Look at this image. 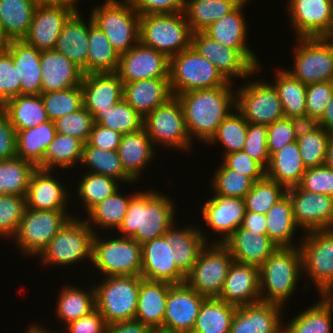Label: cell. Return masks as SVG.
Returning a JSON list of instances; mask_svg holds the SVG:
<instances>
[{
	"instance_id": "cell-73",
	"label": "cell",
	"mask_w": 333,
	"mask_h": 333,
	"mask_svg": "<svg viewBox=\"0 0 333 333\" xmlns=\"http://www.w3.org/2000/svg\"><path fill=\"white\" fill-rule=\"evenodd\" d=\"M247 230L267 235L266 215L246 211L241 225Z\"/></svg>"
},
{
	"instance_id": "cell-49",
	"label": "cell",
	"mask_w": 333,
	"mask_h": 333,
	"mask_svg": "<svg viewBox=\"0 0 333 333\" xmlns=\"http://www.w3.org/2000/svg\"><path fill=\"white\" fill-rule=\"evenodd\" d=\"M281 101L284 117L291 118L306 114L307 85L294 78L286 69L276 71L272 81Z\"/></svg>"
},
{
	"instance_id": "cell-40",
	"label": "cell",
	"mask_w": 333,
	"mask_h": 333,
	"mask_svg": "<svg viewBox=\"0 0 333 333\" xmlns=\"http://www.w3.org/2000/svg\"><path fill=\"white\" fill-rule=\"evenodd\" d=\"M55 135V122L51 120L34 128L16 131V156L37 167Z\"/></svg>"
},
{
	"instance_id": "cell-63",
	"label": "cell",
	"mask_w": 333,
	"mask_h": 333,
	"mask_svg": "<svg viewBox=\"0 0 333 333\" xmlns=\"http://www.w3.org/2000/svg\"><path fill=\"white\" fill-rule=\"evenodd\" d=\"M333 95V81L311 83L306 89V114L322 118Z\"/></svg>"
},
{
	"instance_id": "cell-32",
	"label": "cell",
	"mask_w": 333,
	"mask_h": 333,
	"mask_svg": "<svg viewBox=\"0 0 333 333\" xmlns=\"http://www.w3.org/2000/svg\"><path fill=\"white\" fill-rule=\"evenodd\" d=\"M176 225L174 223L163 236L172 244L173 261L186 275L196 263L202 249L209 243L208 235L199 229L200 227L187 225L178 228Z\"/></svg>"
},
{
	"instance_id": "cell-55",
	"label": "cell",
	"mask_w": 333,
	"mask_h": 333,
	"mask_svg": "<svg viewBox=\"0 0 333 333\" xmlns=\"http://www.w3.org/2000/svg\"><path fill=\"white\" fill-rule=\"evenodd\" d=\"M286 188L266 176L255 181L245 196L246 211L266 215L269 209L286 195Z\"/></svg>"
},
{
	"instance_id": "cell-69",
	"label": "cell",
	"mask_w": 333,
	"mask_h": 333,
	"mask_svg": "<svg viewBox=\"0 0 333 333\" xmlns=\"http://www.w3.org/2000/svg\"><path fill=\"white\" fill-rule=\"evenodd\" d=\"M122 135L94 122L87 143L105 151H117Z\"/></svg>"
},
{
	"instance_id": "cell-45",
	"label": "cell",
	"mask_w": 333,
	"mask_h": 333,
	"mask_svg": "<svg viewBox=\"0 0 333 333\" xmlns=\"http://www.w3.org/2000/svg\"><path fill=\"white\" fill-rule=\"evenodd\" d=\"M236 308L218 297L205 298L191 333H230Z\"/></svg>"
},
{
	"instance_id": "cell-9",
	"label": "cell",
	"mask_w": 333,
	"mask_h": 333,
	"mask_svg": "<svg viewBox=\"0 0 333 333\" xmlns=\"http://www.w3.org/2000/svg\"><path fill=\"white\" fill-rule=\"evenodd\" d=\"M97 232L83 218L72 217L40 253V262L62 267L85 259L92 261V242Z\"/></svg>"
},
{
	"instance_id": "cell-48",
	"label": "cell",
	"mask_w": 333,
	"mask_h": 333,
	"mask_svg": "<svg viewBox=\"0 0 333 333\" xmlns=\"http://www.w3.org/2000/svg\"><path fill=\"white\" fill-rule=\"evenodd\" d=\"M84 142L76 137L56 133L48 146L43 161L37 166L42 170H52L60 167L72 169L76 163L81 162ZM54 169V170H53Z\"/></svg>"
},
{
	"instance_id": "cell-15",
	"label": "cell",
	"mask_w": 333,
	"mask_h": 333,
	"mask_svg": "<svg viewBox=\"0 0 333 333\" xmlns=\"http://www.w3.org/2000/svg\"><path fill=\"white\" fill-rule=\"evenodd\" d=\"M288 71L303 84L333 81V46L325 37L297 38Z\"/></svg>"
},
{
	"instance_id": "cell-6",
	"label": "cell",
	"mask_w": 333,
	"mask_h": 333,
	"mask_svg": "<svg viewBox=\"0 0 333 333\" xmlns=\"http://www.w3.org/2000/svg\"><path fill=\"white\" fill-rule=\"evenodd\" d=\"M169 81L173 96L229 83L217 67L192 45L170 58Z\"/></svg>"
},
{
	"instance_id": "cell-8",
	"label": "cell",
	"mask_w": 333,
	"mask_h": 333,
	"mask_svg": "<svg viewBox=\"0 0 333 333\" xmlns=\"http://www.w3.org/2000/svg\"><path fill=\"white\" fill-rule=\"evenodd\" d=\"M303 236L298 241L302 275L312 280L319 297L333 296V229L313 230Z\"/></svg>"
},
{
	"instance_id": "cell-42",
	"label": "cell",
	"mask_w": 333,
	"mask_h": 333,
	"mask_svg": "<svg viewBox=\"0 0 333 333\" xmlns=\"http://www.w3.org/2000/svg\"><path fill=\"white\" fill-rule=\"evenodd\" d=\"M36 0H0V25L9 40H23L30 29Z\"/></svg>"
},
{
	"instance_id": "cell-12",
	"label": "cell",
	"mask_w": 333,
	"mask_h": 333,
	"mask_svg": "<svg viewBox=\"0 0 333 333\" xmlns=\"http://www.w3.org/2000/svg\"><path fill=\"white\" fill-rule=\"evenodd\" d=\"M143 128L153 146L176 148L191 152L192 142L187 132L182 106L176 96L156 107L143 118ZM191 148V149H190Z\"/></svg>"
},
{
	"instance_id": "cell-59",
	"label": "cell",
	"mask_w": 333,
	"mask_h": 333,
	"mask_svg": "<svg viewBox=\"0 0 333 333\" xmlns=\"http://www.w3.org/2000/svg\"><path fill=\"white\" fill-rule=\"evenodd\" d=\"M26 209V196L0 195V237L15 236Z\"/></svg>"
},
{
	"instance_id": "cell-71",
	"label": "cell",
	"mask_w": 333,
	"mask_h": 333,
	"mask_svg": "<svg viewBox=\"0 0 333 333\" xmlns=\"http://www.w3.org/2000/svg\"><path fill=\"white\" fill-rule=\"evenodd\" d=\"M296 140L312 133L319 127V121L308 114L291 117Z\"/></svg>"
},
{
	"instance_id": "cell-52",
	"label": "cell",
	"mask_w": 333,
	"mask_h": 333,
	"mask_svg": "<svg viewBox=\"0 0 333 333\" xmlns=\"http://www.w3.org/2000/svg\"><path fill=\"white\" fill-rule=\"evenodd\" d=\"M93 120L121 135L133 133L143 128V117L140 116L124 99L107 111H98Z\"/></svg>"
},
{
	"instance_id": "cell-38",
	"label": "cell",
	"mask_w": 333,
	"mask_h": 333,
	"mask_svg": "<svg viewBox=\"0 0 333 333\" xmlns=\"http://www.w3.org/2000/svg\"><path fill=\"white\" fill-rule=\"evenodd\" d=\"M284 325L283 333H332L333 296L321 295L320 301Z\"/></svg>"
},
{
	"instance_id": "cell-2",
	"label": "cell",
	"mask_w": 333,
	"mask_h": 333,
	"mask_svg": "<svg viewBox=\"0 0 333 333\" xmlns=\"http://www.w3.org/2000/svg\"><path fill=\"white\" fill-rule=\"evenodd\" d=\"M173 203L162 192L139 189L130 200L118 235L133 238L139 244L163 236L176 222Z\"/></svg>"
},
{
	"instance_id": "cell-44",
	"label": "cell",
	"mask_w": 333,
	"mask_h": 333,
	"mask_svg": "<svg viewBox=\"0 0 333 333\" xmlns=\"http://www.w3.org/2000/svg\"><path fill=\"white\" fill-rule=\"evenodd\" d=\"M89 19L87 74L116 72L120 55L91 16Z\"/></svg>"
},
{
	"instance_id": "cell-50",
	"label": "cell",
	"mask_w": 333,
	"mask_h": 333,
	"mask_svg": "<svg viewBox=\"0 0 333 333\" xmlns=\"http://www.w3.org/2000/svg\"><path fill=\"white\" fill-rule=\"evenodd\" d=\"M80 164L87 167L86 172L110 176L121 184L135 181L125 172L117 151L103 150L84 143Z\"/></svg>"
},
{
	"instance_id": "cell-47",
	"label": "cell",
	"mask_w": 333,
	"mask_h": 333,
	"mask_svg": "<svg viewBox=\"0 0 333 333\" xmlns=\"http://www.w3.org/2000/svg\"><path fill=\"white\" fill-rule=\"evenodd\" d=\"M129 196L123 195L120 190H117L113 195L107 197L102 202H99L93 206L86 214L88 218L84 220L88 225L94 228H100L105 230L116 231L121 226L125 214L128 210L130 200L135 195L128 194ZM96 226V227H95Z\"/></svg>"
},
{
	"instance_id": "cell-76",
	"label": "cell",
	"mask_w": 333,
	"mask_h": 333,
	"mask_svg": "<svg viewBox=\"0 0 333 333\" xmlns=\"http://www.w3.org/2000/svg\"><path fill=\"white\" fill-rule=\"evenodd\" d=\"M38 3H51V4H66L78 8L79 0H36Z\"/></svg>"
},
{
	"instance_id": "cell-72",
	"label": "cell",
	"mask_w": 333,
	"mask_h": 333,
	"mask_svg": "<svg viewBox=\"0 0 333 333\" xmlns=\"http://www.w3.org/2000/svg\"><path fill=\"white\" fill-rule=\"evenodd\" d=\"M151 331L150 326L136 319L112 323L106 327V333H151Z\"/></svg>"
},
{
	"instance_id": "cell-57",
	"label": "cell",
	"mask_w": 333,
	"mask_h": 333,
	"mask_svg": "<svg viewBox=\"0 0 333 333\" xmlns=\"http://www.w3.org/2000/svg\"><path fill=\"white\" fill-rule=\"evenodd\" d=\"M211 180V190L215 195L243 199L254 184V181L250 177L228 169L223 163L215 170Z\"/></svg>"
},
{
	"instance_id": "cell-24",
	"label": "cell",
	"mask_w": 333,
	"mask_h": 333,
	"mask_svg": "<svg viewBox=\"0 0 333 333\" xmlns=\"http://www.w3.org/2000/svg\"><path fill=\"white\" fill-rule=\"evenodd\" d=\"M247 1L243 0L232 12L212 23L203 32L220 44L238 50L257 69L260 61L247 44L248 26L242 13Z\"/></svg>"
},
{
	"instance_id": "cell-68",
	"label": "cell",
	"mask_w": 333,
	"mask_h": 333,
	"mask_svg": "<svg viewBox=\"0 0 333 333\" xmlns=\"http://www.w3.org/2000/svg\"><path fill=\"white\" fill-rule=\"evenodd\" d=\"M107 324L101 313L95 309L90 314L65 325L66 333H106Z\"/></svg>"
},
{
	"instance_id": "cell-39",
	"label": "cell",
	"mask_w": 333,
	"mask_h": 333,
	"mask_svg": "<svg viewBox=\"0 0 333 333\" xmlns=\"http://www.w3.org/2000/svg\"><path fill=\"white\" fill-rule=\"evenodd\" d=\"M1 108L16 131L34 128L49 120L41 95L21 94L6 101Z\"/></svg>"
},
{
	"instance_id": "cell-27",
	"label": "cell",
	"mask_w": 333,
	"mask_h": 333,
	"mask_svg": "<svg viewBox=\"0 0 333 333\" xmlns=\"http://www.w3.org/2000/svg\"><path fill=\"white\" fill-rule=\"evenodd\" d=\"M83 107L92 116L107 111L123 99V82L116 72L83 75L81 81Z\"/></svg>"
},
{
	"instance_id": "cell-31",
	"label": "cell",
	"mask_w": 333,
	"mask_h": 333,
	"mask_svg": "<svg viewBox=\"0 0 333 333\" xmlns=\"http://www.w3.org/2000/svg\"><path fill=\"white\" fill-rule=\"evenodd\" d=\"M172 97L169 78L144 79L123 86V99L143 118Z\"/></svg>"
},
{
	"instance_id": "cell-56",
	"label": "cell",
	"mask_w": 333,
	"mask_h": 333,
	"mask_svg": "<svg viewBox=\"0 0 333 333\" xmlns=\"http://www.w3.org/2000/svg\"><path fill=\"white\" fill-rule=\"evenodd\" d=\"M47 117L51 121L78 111L83 107L81 86L71 87L61 91L41 93Z\"/></svg>"
},
{
	"instance_id": "cell-23",
	"label": "cell",
	"mask_w": 333,
	"mask_h": 333,
	"mask_svg": "<svg viewBox=\"0 0 333 333\" xmlns=\"http://www.w3.org/2000/svg\"><path fill=\"white\" fill-rule=\"evenodd\" d=\"M205 298L185 282L171 285L167 296L163 327L191 333Z\"/></svg>"
},
{
	"instance_id": "cell-5",
	"label": "cell",
	"mask_w": 333,
	"mask_h": 333,
	"mask_svg": "<svg viewBox=\"0 0 333 333\" xmlns=\"http://www.w3.org/2000/svg\"><path fill=\"white\" fill-rule=\"evenodd\" d=\"M100 5L90 16L121 55L139 42L140 15L128 0H105Z\"/></svg>"
},
{
	"instance_id": "cell-70",
	"label": "cell",
	"mask_w": 333,
	"mask_h": 333,
	"mask_svg": "<svg viewBox=\"0 0 333 333\" xmlns=\"http://www.w3.org/2000/svg\"><path fill=\"white\" fill-rule=\"evenodd\" d=\"M16 156V130L0 107V160Z\"/></svg>"
},
{
	"instance_id": "cell-26",
	"label": "cell",
	"mask_w": 333,
	"mask_h": 333,
	"mask_svg": "<svg viewBox=\"0 0 333 333\" xmlns=\"http://www.w3.org/2000/svg\"><path fill=\"white\" fill-rule=\"evenodd\" d=\"M283 306L258 302L237 307L230 333H283Z\"/></svg>"
},
{
	"instance_id": "cell-10",
	"label": "cell",
	"mask_w": 333,
	"mask_h": 333,
	"mask_svg": "<svg viewBox=\"0 0 333 333\" xmlns=\"http://www.w3.org/2000/svg\"><path fill=\"white\" fill-rule=\"evenodd\" d=\"M94 234L92 242V263L104 277L141 276V244L129 237L105 239Z\"/></svg>"
},
{
	"instance_id": "cell-80",
	"label": "cell",
	"mask_w": 333,
	"mask_h": 333,
	"mask_svg": "<svg viewBox=\"0 0 333 333\" xmlns=\"http://www.w3.org/2000/svg\"><path fill=\"white\" fill-rule=\"evenodd\" d=\"M333 46V28L329 32V34L325 37Z\"/></svg>"
},
{
	"instance_id": "cell-51",
	"label": "cell",
	"mask_w": 333,
	"mask_h": 333,
	"mask_svg": "<svg viewBox=\"0 0 333 333\" xmlns=\"http://www.w3.org/2000/svg\"><path fill=\"white\" fill-rule=\"evenodd\" d=\"M37 167L15 156L0 160V195L26 196L32 173Z\"/></svg>"
},
{
	"instance_id": "cell-78",
	"label": "cell",
	"mask_w": 333,
	"mask_h": 333,
	"mask_svg": "<svg viewBox=\"0 0 333 333\" xmlns=\"http://www.w3.org/2000/svg\"><path fill=\"white\" fill-rule=\"evenodd\" d=\"M10 40L5 35L2 26L0 25V52H4L7 50L9 46Z\"/></svg>"
},
{
	"instance_id": "cell-43",
	"label": "cell",
	"mask_w": 333,
	"mask_h": 333,
	"mask_svg": "<svg viewBox=\"0 0 333 333\" xmlns=\"http://www.w3.org/2000/svg\"><path fill=\"white\" fill-rule=\"evenodd\" d=\"M266 227L268 237L278 247L299 246L294 243L295 232L299 227L294 220L292 203L287 194L266 213Z\"/></svg>"
},
{
	"instance_id": "cell-67",
	"label": "cell",
	"mask_w": 333,
	"mask_h": 333,
	"mask_svg": "<svg viewBox=\"0 0 333 333\" xmlns=\"http://www.w3.org/2000/svg\"><path fill=\"white\" fill-rule=\"evenodd\" d=\"M139 15L183 12L184 0H128Z\"/></svg>"
},
{
	"instance_id": "cell-54",
	"label": "cell",
	"mask_w": 333,
	"mask_h": 333,
	"mask_svg": "<svg viewBox=\"0 0 333 333\" xmlns=\"http://www.w3.org/2000/svg\"><path fill=\"white\" fill-rule=\"evenodd\" d=\"M121 185L110 176L86 172L78 182L77 192L83 207L88 212L93 206L113 195Z\"/></svg>"
},
{
	"instance_id": "cell-18",
	"label": "cell",
	"mask_w": 333,
	"mask_h": 333,
	"mask_svg": "<svg viewBox=\"0 0 333 333\" xmlns=\"http://www.w3.org/2000/svg\"><path fill=\"white\" fill-rule=\"evenodd\" d=\"M191 45L215 65L229 82L235 77L245 79L260 73L261 65L256 69L238 50L220 44L204 32L192 33Z\"/></svg>"
},
{
	"instance_id": "cell-17",
	"label": "cell",
	"mask_w": 333,
	"mask_h": 333,
	"mask_svg": "<svg viewBox=\"0 0 333 333\" xmlns=\"http://www.w3.org/2000/svg\"><path fill=\"white\" fill-rule=\"evenodd\" d=\"M297 226L305 233L333 229V197L294 186L286 190Z\"/></svg>"
},
{
	"instance_id": "cell-62",
	"label": "cell",
	"mask_w": 333,
	"mask_h": 333,
	"mask_svg": "<svg viewBox=\"0 0 333 333\" xmlns=\"http://www.w3.org/2000/svg\"><path fill=\"white\" fill-rule=\"evenodd\" d=\"M20 82L10 52H0V107L6 101L21 95Z\"/></svg>"
},
{
	"instance_id": "cell-77",
	"label": "cell",
	"mask_w": 333,
	"mask_h": 333,
	"mask_svg": "<svg viewBox=\"0 0 333 333\" xmlns=\"http://www.w3.org/2000/svg\"><path fill=\"white\" fill-rule=\"evenodd\" d=\"M25 333H58V332H53V330L46 329V327H41L38 324H32L28 326V329L25 330Z\"/></svg>"
},
{
	"instance_id": "cell-75",
	"label": "cell",
	"mask_w": 333,
	"mask_h": 333,
	"mask_svg": "<svg viewBox=\"0 0 333 333\" xmlns=\"http://www.w3.org/2000/svg\"><path fill=\"white\" fill-rule=\"evenodd\" d=\"M324 164L333 170V136L330 137L327 144L326 159Z\"/></svg>"
},
{
	"instance_id": "cell-3",
	"label": "cell",
	"mask_w": 333,
	"mask_h": 333,
	"mask_svg": "<svg viewBox=\"0 0 333 333\" xmlns=\"http://www.w3.org/2000/svg\"><path fill=\"white\" fill-rule=\"evenodd\" d=\"M302 276V255L298 247H277L259 267L261 302L285 307Z\"/></svg>"
},
{
	"instance_id": "cell-11",
	"label": "cell",
	"mask_w": 333,
	"mask_h": 333,
	"mask_svg": "<svg viewBox=\"0 0 333 333\" xmlns=\"http://www.w3.org/2000/svg\"><path fill=\"white\" fill-rule=\"evenodd\" d=\"M67 210H33L26 208L14 241L26 257L39 256L51 239L75 215Z\"/></svg>"
},
{
	"instance_id": "cell-4",
	"label": "cell",
	"mask_w": 333,
	"mask_h": 333,
	"mask_svg": "<svg viewBox=\"0 0 333 333\" xmlns=\"http://www.w3.org/2000/svg\"><path fill=\"white\" fill-rule=\"evenodd\" d=\"M139 41L170 59L191 46L192 31L183 12L140 15Z\"/></svg>"
},
{
	"instance_id": "cell-7",
	"label": "cell",
	"mask_w": 333,
	"mask_h": 333,
	"mask_svg": "<svg viewBox=\"0 0 333 333\" xmlns=\"http://www.w3.org/2000/svg\"><path fill=\"white\" fill-rule=\"evenodd\" d=\"M141 276H108L94 286L96 309L107 325L136 316Z\"/></svg>"
},
{
	"instance_id": "cell-21",
	"label": "cell",
	"mask_w": 333,
	"mask_h": 333,
	"mask_svg": "<svg viewBox=\"0 0 333 333\" xmlns=\"http://www.w3.org/2000/svg\"><path fill=\"white\" fill-rule=\"evenodd\" d=\"M141 277L149 281L180 284L186 275L173 261V247L164 236L141 244Z\"/></svg>"
},
{
	"instance_id": "cell-46",
	"label": "cell",
	"mask_w": 333,
	"mask_h": 333,
	"mask_svg": "<svg viewBox=\"0 0 333 333\" xmlns=\"http://www.w3.org/2000/svg\"><path fill=\"white\" fill-rule=\"evenodd\" d=\"M57 298L56 316L64 325L90 314L96 309L94 286L82 289L79 286H62Z\"/></svg>"
},
{
	"instance_id": "cell-65",
	"label": "cell",
	"mask_w": 333,
	"mask_h": 333,
	"mask_svg": "<svg viewBox=\"0 0 333 333\" xmlns=\"http://www.w3.org/2000/svg\"><path fill=\"white\" fill-rule=\"evenodd\" d=\"M223 164L231 170L250 177L254 182L266 176V170L243 150L225 154Z\"/></svg>"
},
{
	"instance_id": "cell-14",
	"label": "cell",
	"mask_w": 333,
	"mask_h": 333,
	"mask_svg": "<svg viewBox=\"0 0 333 333\" xmlns=\"http://www.w3.org/2000/svg\"><path fill=\"white\" fill-rule=\"evenodd\" d=\"M252 80L235 89L236 110L251 124L269 125L284 118L273 83L265 79Z\"/></svg>"
},
{
	"instance_id": "cell-22",
	"label": "cell",
	"mask_w": 333,
	"mask_h": 333,
	"mask_svg": "<svg viewBox=\"0 0 333 333\" xmlns=\"http://www.w3.org/2000/svg\"><path fill=\"white\" fill-rule=\"evenodd\" d=\"M212 195L203 202L200 210L207 228L210 227L215 234L220 235V240L213 243L223 244L242 225L246 212L245 200L214 193Z\"/></svg>"
},
{
	"instance_id": "cell-25",
	"label": "cell",
	"mask_w": 333,
	"mask_h": 333,
	"mask_svg": "<svg viewBox=\"0 0 333 333\" xmlns=\"http://www.w3.org/2000/svg\"><path fill=\"white\" fill-rule=\"evenodd\" d=\"M218 298L236 307L261 302L259 267L233 261Z\"/></svg>"
},
{
	"instance_id": "cell-66",
	"label": "cell",
	"mask_w": 333,
	"mask_h": 333,
	"mask_svg": "<svg viewBox=\"0 0 333 333\" xmlns=\"http://www.w3.org/2000/svg\"><path fill=\"white\" fill-rule=\"evenodd\" d=\"M267 134V149L270 157L287 144L296 141L291 119L286 117L267 125Z\"/></svg>"
},
{
	"instance_id": "cell-16",
	"label": "cell",
	"mask_w": 333,
	"mask_h": 333,
	"mask_svg": "<svg viewBox=\"0 0 333 333\" xmlns=\"http://www.w3.org/2000/svg\"><path fill=\"white\" fill-rule=\"evenodd\" d=\"M295 38L326 37L333 28V0H288Z\"/></svg>"
},
{
	"instance_id": "cell-64",
	"label": "cell",
	"mask_w": 333,
	"mask_h": 333,
	"mask_svg": "<svg viewBox=\"0 0 333 333\" xmlns=\"http://www.w3.org/2000/svg\"><path fill=\"white\" fill-rule=\"evenodd\" d=\"M298 186L305 191L333 197V170L325 164L306 168Z\"/></svg>"
},
{
	"instance_id": "cell-37",
	"label": "cell",
	"mask_w": 333,
	"mask_h": 333,
	"mask_svg": "<svg viewBox=\"0 0 333 333\" xmlns=\"http://www.w3.org/2000/svg\"><path fill=\"white\" fill-rule=\"evenodd\" d=\"M305 171L298 143L294 141L270 157L266 177L288 189L299 185Z\"/></svg>"
},
{
	"instance_id": "cell-34",
	"label": "cell",
	"mask_w": 333,
	"mask_h": 333,
	"mask_svg": "<svg viewBox=\"0 0 333 333\" xmlns=\"http://www.w3.org/2000/svg\"><path fill=\"white\" fill-rule=\"evenodd\" d=\"M7 50L12 57L18 81H21V94L40 95L41 51L28 45L24 40H11Z\"/></svg>"
},
{
	"instance_id": "cell-60",
	"label": "cell",
	"mask_w": 333,
	"mask_h": 333,
	"mask_svg": "<svg viewBox=\"0 0 333 333\" xmlns=\"http://www.w3.org/2000/svg\"><path fill=\"white\" fill-rule=\"evenodd\" d=\"M54 122L56 133L76 137L84 143L88 141L94 124L92 114L84 107L76 112L57 119Z\"/></svg>"
},
{
	"instance_id": "cell-28",
	"label": "cell",
	"mask_w": 333,
	"mask_h": 333,
	"mask_svg": "<svg viewBox=\"0 0 333 333\" xmlns=\"http://www.w3.org/2000/svg\"><path fill=\"white\" fill-rule=\"evenodd\" d=\"M52 170L37 168L31 175L26 194V208L33 210H67L69 192L55 178Z\"/></svg>"
},
{
	"instance_id": "cell-35",
	"label": "cell",
	"mask_w": 333,
	"mask_h": 333,
	"mask_svg": "<svg viewBox=\"0 0 333 333\" xmlns=\"http://www.w3.org/2000/svg\"><path fill=\"white\" fill-rule=\"evenodd\" d=\"M146 130H140L122 135L117 152L125 172L135 181L152 162L155 152ZM142 171V172H141Z\"/></svg>"
},
{
	"instance_id": "cell-33",
	"label": "cell",
	"mask_w": 333,
	"mask_h": 333,
	"mask_svg": "<svg viewBox=\"0 0 333 333\" xmlns=\"http://www.w3.org/2000/svg\"><path fill=\"white\" fill-rule=\"evenodd\" d=\"M76 10L64 24L54 50L65 55L87 74L89 22Z\"/></svg>"
},
{
	"instance_id": "cell-19",
	"label": "cell",
	"mask_w": 333,
	"mask_h": 333,
	"mask_svg": "<svg viewBox=\"0 0 333 333\" xmlns=\"http://www.w3.org/2000/svg\"><path fill=\"white\" fill-rule=\"evenodd\" d=\"M169 67L170 59L165 54L139 41L120 55L116 73L125 84L144 79L169 78Z\"/></svg>"
},
{
	"instance_id": "cell-53",
	"label": "cell",
	"mask_w": 333,
	"mask_h": 333,
	"mask_svg": "<svg viewBox=\"0 0 333 333\" xmlns=\"http://www.w3.org/2000/svg\"><path fill=\"white\" fill-rule=\"evenodd\" d=\"M248 124L246 119L234 109L223 119L206 145L221 143L225 147L223 156L228 153L242 151L246 143Z\"/></svg>"
},
{
	"instance_id": "cell-58",
	"label": "cell",
	"mask_w": 333,
	"mask_h": 333,
	"mask_svg": "<svg viewBox=\"0 0 333 333\" xmlns=\"http://www.w3.org/2000/svg\"><path fill=\"white\" fill-rule=\"evenodd\" d=\"M331 135L319 126L315 131L297 139L301 159L306 168L321 166L325 163L327 144Z\"/></svg>"
},
{
	"instance_id": "cell-1",
	"label": "cell",
	"mask_w": 333,
	"mask_h": 333,
	"mask_svg": "<svg viewBox=\"0 0 333 333\" xmlns=\"http://www.w3.org/2000/svg\"><path fill=\"white\" fill-rule=\"evenodd\" d=\"M229 82L216 88L195 89L176 95L185 118L187 132L193 139L207 143L218 126L235 107V87ZM194 136V138H193Z\"/></svg>"
},
{
	"instance_id": "cell-74",
	"label": "cell",
	"mask_w": 333,
	"mask_h": 333,
	"mask_svg": "<svg viewBox=\"0 0 333 333\" xmlns=\"http://www.w3.org/2000/svg\"><path fill=\"white\" fill-rule=\"evenodd\" d=\"M319 126H322L331 136H333V95L327 105L324 115L319 120Z\"/></svg>"
},
{
	"instance_id": "cell-36",
	"label": "cell",
	"mask_w": 333,
	"mask_h": 333,
	"mask_svg": "<svg viewBox=\"0 0 333 333\" xmlns=\"http://www.w3.org/2000/svg\"><path fill=\"white\" fill-rule=\"evenodd\" d=\"M167 282H140L135 319L151 328L163 327L169 288Z\"/></svg>"
},
{
	"instance_id": "cell-41",
	"label": "cell",
	"mask_w": 333,
	"mask_h": 333,
	"mask_svg": "<svg viewBox=\"0 0 333 333\" xmlns=\"http://www.w3.org/2000/svg\"><path fill=\"white\" fill-rule=\"evenodd\" d=\"M243 0H184L183 13L192 33L203 32Z\"/></svg>"
},
{
	"instance_id": "cell-61",
	"label": "cell",
	"mask_w": 333,
	"mask_h": 333,
	"mask_svg": "<svg viewBox=\"0 0 333 333\" xmlns=\"http://www.w3.org/2000/svg\"><path fill=\"white\" fill-rule=\"evenodd\" d=\"M267 125L248 124L246 143L243 151L258 162L265 170L270 161L267 149Z\"/></svg>"
},
{
	"instance_id": "cell-20",
	"label": "cell",
	"mask_w": 333,
	"mask_h": 333,
	"mask_svg": "<svg viewBox=\"0 0 333 333\" xmlns=\"http://www.w3.org/2000/svg\"><path fill=\"white\" fill-rule=\"evenodd\" d=\"M76 10L66 4L38 3L23 40L40 51L54 50L64 24Z\"/></svg>"
},
{
	"instance_id": "cell-13",
	"label": "cell",
	"mask_w": 333,
	"mask_h": 333,
	"mask_svg": "<svg viewBox=\"0 0 333 333\" xmlns=\"http://www.w3.org/2000/svg\"><path fill=\"white\" fill-rule=\"evenodd\" d=\"M233 261L224 244L211 242L186 274L185 283L206 298L219 297Z\"/></svg>"
},
{
	"instance_id": "cell-29",
	"label": "cell",
	"mask_w": 333,
	"mask_h": 333,
	"mask_svg": "<svg viewBox=\"0 0 333 333\" xmlns=\"http://www.w3.org/2000/svg\"><path fill=\"white\" fill-rule=\"evenodd\" d=\"M40 61L42 93L81 85L84 75L82 69L60 52L41 51Z\"/></svg>"
},
{
	"instance_id": "cell-79",
	"label": "cell",
	"mask_w": 333,
	"mask_h": 333,
	"mask_svg": "<svg viewBox=\"0 0 333 333\" xmlns=\"http://www.w3.org/2000/svg\"><path fill=\"white\" fill-rule=\"evenodd\" d=\"M151 333H186V332L170 330L164 327H157V328H152Z\"/></svg>"
},
{
	"instance_id": "cell-30",
	"label": "cell",
	"mask_w": 333,
	"mask_h": 333,
	"mask_svg": "<svg viewBox=\"0 0 333 333\" xmlns=\"http://www.w3.org/2000/svg\"><path fill=\"white\" fill-rule=\"evenodd\" d=\"M234 261L260 267L277 249V245L268 237L240 226L223 243Z\"/></svg>"
}]
</instances>
